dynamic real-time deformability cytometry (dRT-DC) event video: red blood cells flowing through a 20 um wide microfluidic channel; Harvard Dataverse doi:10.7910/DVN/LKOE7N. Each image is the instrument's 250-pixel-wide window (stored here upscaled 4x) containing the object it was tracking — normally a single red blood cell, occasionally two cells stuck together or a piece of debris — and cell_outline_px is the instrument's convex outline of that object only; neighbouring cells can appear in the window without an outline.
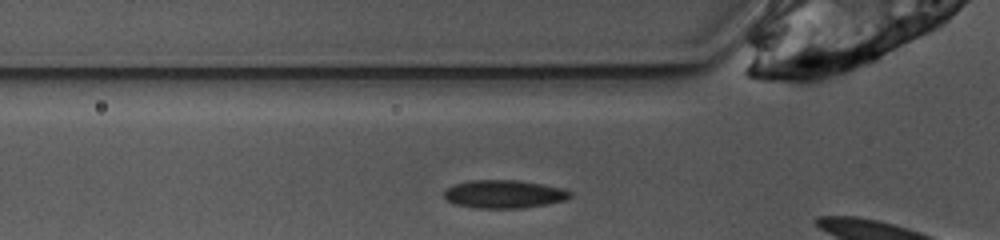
{"species": "common noctule bat (a hibernating species)", "species_latin": "Nyctalus noctula", "temperature_condition": "warm", "stored_images_in_passage": 6, "camera_frame_rate_fps": 3000, "um_per_image_px": 0.085, "animal": {"sex": "female", "body_mass_g": 10.0, "forearm_length_mm": 53.1}, "frame": {"image": 1, "passage_image": 2, "time_ms": 0.333, "image_size_px": [1000, 240], "cell_outline_px": [[572, 196], [568, 200], [548, 204], [520, 208], [476, 208], [452, 204], [444, 200], [444, 188], [452, 184], [468, 180], [516, 180], [564, 188], [572, 192]], "centroid_in_image_um": [42.8, 16.5], "position_along_channel_um": 83.0, "area_um2": 21.1}}
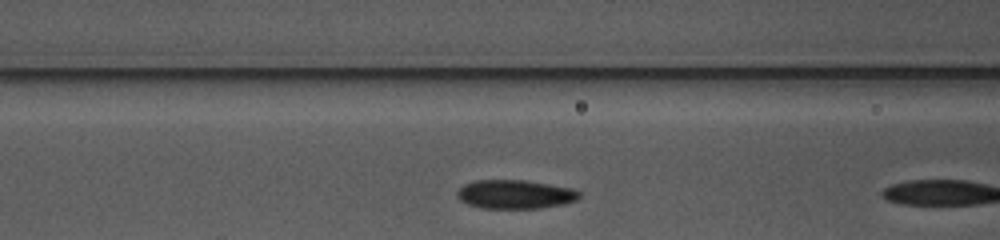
{"frame": {"image": 2, "passage_image": 5, "time_ms": 1.333, "image_size_px": [1000, 240], "cell_outline_px": [[580, 196], [576, 200], [564, 204], [540, 208], [480, 208], [468, 204], [460, 200], [456, 196], [456, 192], [464, 184], [476, 180], [524, 180], [572, 188], [580, 192]], "centroid_in_image_um": [43.76, 16.52], "position_along_channel_um": 122.8, "area_um2": 20.52}}